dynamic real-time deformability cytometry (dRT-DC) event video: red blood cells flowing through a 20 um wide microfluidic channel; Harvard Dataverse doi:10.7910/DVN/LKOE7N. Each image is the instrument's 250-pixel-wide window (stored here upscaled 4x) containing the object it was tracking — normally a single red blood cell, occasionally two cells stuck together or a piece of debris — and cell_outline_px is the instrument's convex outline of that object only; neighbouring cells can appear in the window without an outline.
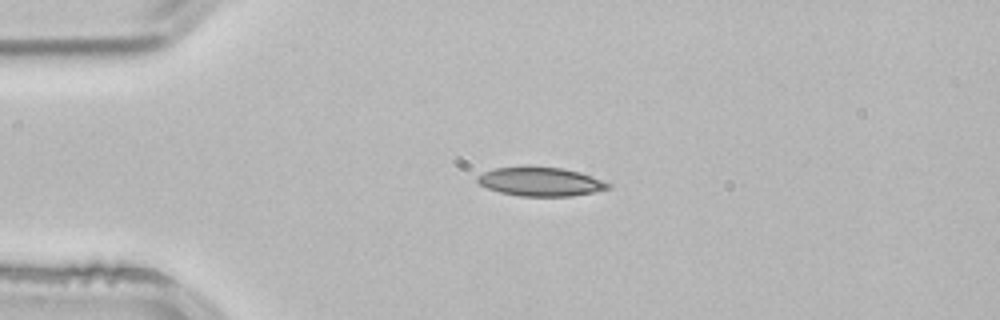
{"species": "common noctule bat (a hibernating species)", "species_latin": "Nyctalus noctula", "temperature_condition": "room temperature", "stored_images_in_passage": 3, "camera_frame_rate_fps": 3000, "um_per_image_px": 0.085, "animal": {"sex": "male", "body_mass_g": 21.5, "forearm_length_mm": 52.0}, "frame": {"image": 1, "passage_image": 2, "time_ms": 0.333, "image_size_px": [1000, 320], "cell_outline_px": [[612, 188], [572, 196], [520, 196], [500, 192], [488, 188], [480, 184], [476, 180], [476, 176], [484, 172], [496, 168], [564, 168], [580, 172], [612, 184]], "centroid_in_image_um": [45.97, 15.46], "position_along_channel_um": 39.0, "area_um2": 21.5}}
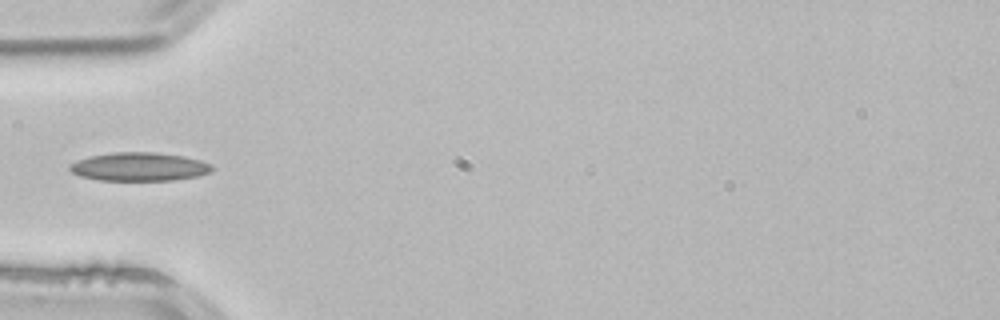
{"frame": {"image": 2, "passage_image": 3, "time_ms": 0.667, "image_size_px": [1000, 320], "cell_outline_px": [[216, 168], [212, 172], [196, 176], [172, 180], [100, 180], [80, 176], [72, 172], [68, 168], [68, 164], [76, 160], [92, 156], [116, 152], [156, 152], [184, 156], [200, 160], [212, 164]], "centroid_in_image_um": [11.86, 14.17], "position_along_channel_um": 73.1, "area_um2": 23.7}}